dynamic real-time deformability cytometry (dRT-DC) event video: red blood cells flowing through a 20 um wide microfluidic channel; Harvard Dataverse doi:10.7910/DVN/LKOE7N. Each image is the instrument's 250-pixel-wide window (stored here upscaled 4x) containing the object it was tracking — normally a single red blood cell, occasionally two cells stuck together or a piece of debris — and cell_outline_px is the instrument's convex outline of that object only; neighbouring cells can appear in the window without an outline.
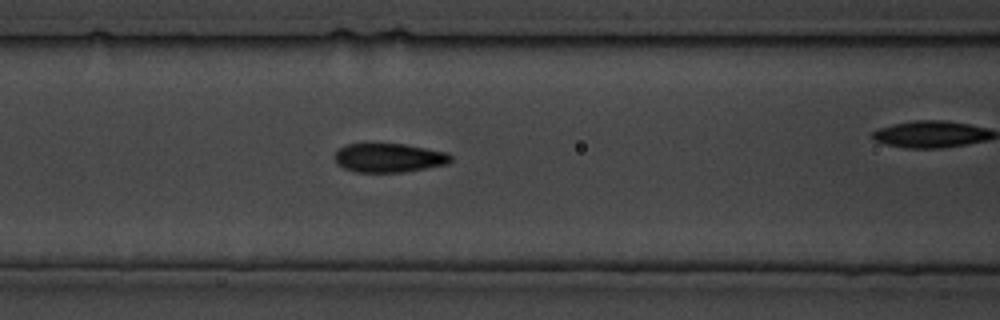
{"species": "common noctule bat (a hibernating species)", "species_latin": "Nyctalus noctula", "temperature_condition": "cold", "stored_images_in_passage": 11, "camera_frame_rate_fps": 3000, "um_per_image_px": 0.085, "animal": {"sex": "male", "body_mass_g": 19.5, "forearm_length_mm": 54.6}, "frame": {"image": 1, "passage_image": 8, "time_ms": 8.0, "image_size_px": [1000, 320], "cell_outline_px": [[452, 160], [448, 164], [404, 172], [356, 172], [344, 168], [336, 164], [332, 156], [340, 148], [348, 144], [404, 144], [448, 152], [452, 156]], "centroid_in_image_um": [33.06, 13.42], "position_along_channel_um": 133.5, "area_um2": 19.71}}
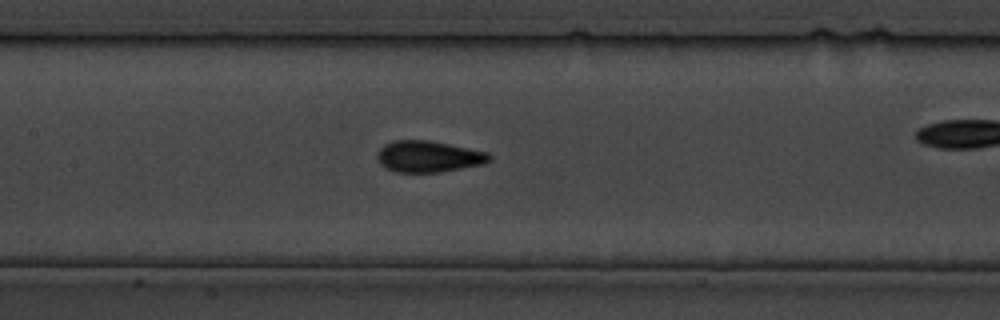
{"frame": {"image": 2, "passage_image": 10, "time_ms": 10.333, "image_size_px": [1000, 320], "cell_outline_px": [[492, 160], [484, 164], [440, 172], [396, 172], [384, 168], [380, 164], [376, 156], [380, 148], [384, 144], [392, 140], [428, 140], [488, 152], [492, 156]], "centroid_in_image_um": [36.41, 13.3], "position_along_channel_um": 171.0, "area_um2": 20.63}}